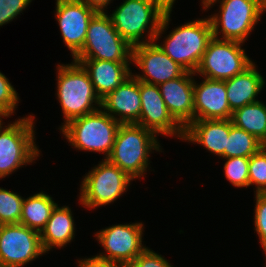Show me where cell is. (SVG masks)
Returning <instances> with one entry per match:
<instances>
[{
    "instance_id": "1",
    "label": "cell",
    "mask_w": 266,
    "mask_h": 267,
    "mask_svg": "<svg viewBox=\"0 0 266 267\" xmlns=\"http://www.w3.org/2000/svg\"><path fill=\"white\" fill-rule=\"evenodd\" d=\"M170 14L155 0H123L109 17L120 36L133 47L162 38L169 28Z\"/></svg>"
},
{
    "instance_id": "2",
    "label": "cell",
    "mask_w": 266,
    "mask_h": 267,
    "mask_svg": "<svg viewBox=\"0 0 266 267\" xmlns=\"http://www.w3.org/2000/svg\"><path fill=\"white\" fill-rule=\"evenodd\" d=\"M56 97L61 106L64 123L93 113L101 108V99L95 93L93 84L83 66L72 61L70 64H58Z\"/></svg>"
},
{
    "instance_id": "3",
    "label": "cell",
    "mask_w": 266,
    "mask_h": 267,
    "mask_svg": "<svg viewBox=\"0 0 266 267\" xmlns=\"http://www.w3.org/2000/svg\"><path fill=\"white\" fill-rule=\"evenodd\" d=\"M154 132L136 123L120 124L107 160L133 180L145 176L152 150L162 152Z\"/></svg>"
},
{
    "instance_id": "4",
    "label": "cell",
    "mask_w": 266,
    "mask_h": 267,
    "mask_svg": "<svg viewBox=\"0 0 266 267\" xmlns=\"http://www.w3.org/2000/svg\"><path fill=\"white\" fill-rule=\"evenodd\" d=\"M120 123L102 108L71 120L60 129L62 135L77 150L110 155Z\"/></svg>"
},
{
    "instance_id": "5",
    "label": "cell",
    "mask_w": 266,
    "mask_h": 267,
    "mask_svg": "<svg viewBox=\"0 0 266 267\" xmlns=\"http://www.w3.org/2000/svg\"><path fill=\"white\" fill-rule=\"evenodd\" d=\"M34 119L30 114L7 126L3 122L0 124V179L40 157L41 151L35 141Z\"/></svg>"
},
{
    "instance_id": "6",
    "label": "cell",
    "mask_w": 266,
    "mask_h": 267,
    "mask_svg": "<svg viewBox=\"0 0 266 267\" xmlns=\"http://www.w3.org/2000/svg\"><path fill=\"white\" fill-rule=\"evenodd\" d=\"M212 38L211 22L205 17L179 25L156 44L186 71L195 73Z\"/></svg>"
},
{
    "instance_id": "7",
    "label": "cell",
    "mask_w": 266,
    "mask_h": 267,
    "mask_svg": "<svg viewBox=\"0 0 266 267\" xmlns=\"http://www.w3.org/2000/svg\"><path fill=\"white\" fill-rule=\"evenodd\" d=\"M216 3H220L218 13L208 16L213 37L245 43L262 18L257 0H210L202 6L203 10L212 8Z\"/></svg>"
},
{
    "instance_id": "8",
    "label": "cell",
    "mask_w": 266,
    "mask_h": 267,
    "mask_svg": "<svg viewBox=\"0 0 266 267\" xmlns=\"http://www.w3.org/2000/svg\"><path fill=\"white\" fill-rule=\"evenodd\" d=\"M131 181L133 179L118 166L102 159L83 176L79 202L89 210L114 203L127 191Z\"/></svg>"
},
{
    "instance_id": "9",
    "label": "cell",
    "mask_w": 266,
    "mask_h": 267,
    "mask_svg": "<svg viewBox=\"0 0 266 267\" xmlns=\"http://www.w3.org/2000/svg\"><path fill=\"white\" fill-rule=\"evenodd\" d=\"M132 46L117 32L108 12H97L91 19L82 50L73 59L131 62Z\"/></svg>"
},
{
    "instance_id": "10",
    "label": "cell",
    "mask_w": 266,
    "mask_h": 267,
    "mask_svg": "<svg viewBox=\"0 0 266 267\" xmlns=\"http://www.w3.org/2000/svg\"><path fill=\"white\" fill-rule=\"evenodd\" d=\"M241 46L243 43L238 41L213 37L209 41L195 75L225 81L242 73L253 61Z\"/></svg>"
},
{
    "instance_id": "11",
    "label": "cell",
    "mask_w": 266,
    "mask_h": 267,
    "mask_svg": "<svg viewBox=\"0 0 266 267\" xmlns=\"http://www.w3.org/2000/svg\"><path fill=\"white\" fill-rule=\"evenodd\" d=\"M144 223L117 224L94 233L104 252L96 256L118 265L130 266L147 247L142 244ZM106 252V253H105Z\"/></svg>"
},
{
    "instance_id": "12",
    "label": "cell",
    "mask_w": 266,
    "mask_h": 267,
    "mask_svg": "<svg viewBox=\"0 0 266 267\" xmlns=\"http://www.w3.org/2000/svg\"><path fill=\"white\" fill-rule=\"evenodd\" d=\"M43 254L40 232L22 224H2L0 267H23Z\"/></svg>"
},
{
    "instance_id": "13",
    "label": "cell",
    "mask_w": 266,
    "mask_h": 267,
    "mask_svg": "<svg viewBox=\"0 0 266 267\" xmlns=\"http://www.w3.org/2000/svg\"><path fill=\"white\" fill-rule=\"evenodd\" d=\"M131 63L142 71V74L132 73L136 79L157 86L176 79L186 72L183 67L164 53L154 41L133 46Z\"/></svg>"
},
{
    "instance_id": "14",
    "label": "cell",
    "mask_w": 266,
    "mask_h": 267,
    "mask_svg": "<svg viewBox=\"0 0 266 267\" xmlns=\"http://www.w3.org/2000/svg\"><path fill=\"white\" fill-rule=\"evenodd\" d=\"M141 114L136 123L157 136L184 138V128L169 113L159 86L140 81Z\"/></svg>"
},
{
    "instance_id": "15",
    "label": "cell",
    "mask_w": 266,
    "mask_h": 267,
    "mask_svg": "<svg viewBox=\"0 0 266 267\" xmlns=\"http://www.w3.org/2000/svg\"><path fill=\"white\" fill-rule=\"evenodd\" d=\"M96 13L77 0H56L55 19L72 58L82 50L89 23Z\"/></svg>"
},
{
    "instance_id": "16",
    "label": "cell",
    "mask_w": 266,
    "mask_h": 267,
    "mask_svg": "<svg viewBox=\"0 0 266 267\" xmlns=\"http://www.w3.org/2000/svg\"><path fill=\"white\" fill-rule=\"evenodd\" d=\"M193 76L195 73L186 71L182 76L159 85L169 113L184 129L194 121Z\"/></svg>"
},
{
    "instance_id": "17",
    "label": "cell",
    "mask_w": 266,
    "mask_h": 267,
    "mask_svg": "<svg viewBox=\"0 0 266 267\" xmlns=\"http://www.w3.org/2000/svg\"><path fill=\"white\" fill-rule=\"evenodd\" d=\"M194 78V120L231 119L225 81Z\"/></svg>"
},
{
    "instance_id": "18",
    "label": "cell",
    "mask_w": 266,
    "mask_h": 267,
    "mask_svg": "<svg viewBox=\"0 0 266 267\" xmlns=\"http://www.w3.org/2000/svg\"><path fill=\"white\" fill-rule=\"evenodd\" d=\"M101 108L120 124L137 123L141 114L140 81L131 74L101 100Z\"/></svg>"
},
{
    "instance_id": "19",
    "label": "cell",
    "mask_w": 266,
    "mask_h": 267,
    "mask_svg": "<svg viewBox=\"0 0 266 267\" xmlns=\"http://www.w3.org/2000/svg\"><path fill=\"white\" fill-rule=\"evenodd\" d=\"M87 71L97 96L102 100L132 74L131 62L73 59ZM130 64V65H129Z\"/></svg>"
},
{
    "instance_id": "20",
    "label": "cell",
    "mask_w": 266,
    "mask_h": 267,
    "mask_svg": "<svg viewBox=\"0 0 266 267\" xmlns=\"http://www.w3.org/2000/svg\"><path fill=\"white\" fill-rule=\"evenodd\" d=\"M230 119L194 120L184 129V141L197 143L215 156L224 158Z\"/></svg>"
},
{
    "instance_id": "21",
    "label": "cell",
    "mask_w": 266,
    "mask_h": 267,
    "mask_svg": "<svg viewBox=\"0 0 266 267\" xmlns=\"http://www.w3.org/2000/svg\"><path fill=\"white\" fill-rule=\"evenodd\" d=\"M253 62L242 73L225 80L226 96L231 112L258 101V94L264 89L266 83Z\"/></svg>"
},
{
    "instance_id": "22",
    "label": "cell",
    "mask_w": 266,
    "mask_h": 267,
    "mask_svg": "<svg viewBox=\"0 0 266 267\" xmlns=\"http://www.w3.org/2000/svg\"><path fill=\"white\" fill-rule=\"evenodd\" d=\"M68 206L58 204L40 232V241L45 253L53 248H63L75 237L74 217Z\"/></svg>"
},
{
    "instance_id": "23",
    "label": "cell",
    "mask_w": 266,
    "mask_h": 267,
    "mask_svg": "<svg viewBox=\"0 0 266 267\" xmlns=\"http://www.w3.org/2000/svg\"><path fill=\"white\" fill-rule=\"evenodd\" d=\"M56 205L51 195L44 191L24 198L19 224L41 232Z\"/></svg>"
},
{
    "instance_id": "24",
    "label": "cell",
    "mask_w": 266,
    "mask_h": 267,
    "mask_svg": "<svg viewBox=\"0 0 266 267\" xmlns=\"http://www.w3.org/2000/svg\"><path fill=\"white\" fill-rule=\"evenodd\" d=\"M232 124L252 134L266 146V104L260 100L232 112Z\"/></svg>"
},
{
    "instance_id": "25",
    "label": "cell",
    "mask_w": 266,
    "mask_h": 267,
    "mask_svg": "<svg viewBox=\"0 0 266 267\" xmlns=\"http://www.w3.org/2000/svg\"><path fill=\"white\" fill-rule=\"evenodd\" d=\"M263 146L252 134L234 126L230 119V132L224 150V158L250 157Z\"/></svg>"
},
{
    "instance_id": "26",
    "label": "cell",
    "mask_w": 266,
    "mask_h": 267,
    "mask_svg": "<svg viewBox=\"0 0 266 267\" xmlns=\"http://www.w3.org/2000/svg\"><path fill=\"white\" fill-rule=\"evenodd\" d=\"M24 197L0 187V222L19 224Z\"/></svg>"
},
{
    "instance_id": "27",
    "label": "cell",
    "mask_w": 266,
    "mask_h": 267,
    "mask_svg": "<svg viewBox=\"0 0 266 267\" xmlns=\"http://www.w3.org/2000/svg\"><path fill=\"white\" fill-rule=\"evenodd\" d=\"M223 159H226L223 165L225 178L235 187H249V157Z\"/></svg>"
},
{
    "instance_id": "28",
    "label": "cell",
    "mask_w": 266,
    "mask_h": 267,
    "mask_svg": "<svg viewBox=\"0 0 266 267\" xmlns=\"http://www.w3.org/2000/svg\"><path fill=\"white\" fill-rule=\"evenodd\" d=\"M253 185L254 194L266 193V146L249 157V186Z\"/></svg>"
},
{
    "instance_id": "29",
    "label": "cell",
    "mask_w": 266,
    "mask_h": 267,
    "mask_svg": "<svg viewBox=\"0 0 266 267\" xmlns=\"http://www.w3.org/2000/svg\"><path fill=\"white\" fill-rule=\"evenodd\" d=\"M19 95L9 79L0 72V116L6 119L15 113Z\"/></svg>"
},
{
    "instance_id": "30",
    "label": "cell",
    "mask_w": 266,
    "mask_h": 267,
    "mask_svg": "<svg viewBox=\"0 0 266 267\" xmlns=\"http://www.w3.org/2000/svg\"><path fill=\"white\" fill-rule=\"evenodd\" d=\"M254 226L255 232L259 237V243L266 253V193L255 194L254 208Z\"/></svg>"
},
{
    "instance_id": "31",
    "label": "cell",
    "mask_w": 266,
    "mask_h": 267,
    "mask_svg": "<svg viewBox=\"0 0 266 267\" xmlns=\"http://www.w3.org/2000/svg\"><path fill=\"white\" fill-rule=\"evenodd\" d=\"M31 2L32 0H0V27L16 19Z\"/></svg>"
},
{
    "instance_id": "32",
    "label": "cell",
    "mask_w": 266,
    "mask_h": 267,
    "mask_svg": "<svg viewBox=\"0 0 266 267\" xmlns=\"http://www.w3.org/2000/svg\"><path fill=\"white\" fill-rule=\"evenodd\" d=\"M131 267H173L164 256L147 247L130 265Z\"/></svg>"
},
{
    "instance_id": "33",
    "label": "cell",
    "mask_w": 266,
    "mask_h": 267,
    "mask_svg": "<svg viewBox=\"0 0 266 267\" xmlns=\"http://www.w3.org/2000/svg\"><path fill=\"white\" fill-rule=\"evenodd\" d=\"M78 266L77 267H122L117 263L108 261L106 259L100 258L98 256L87 257L84 259H77Z\"/></svg>"
},
{
    "instance_id": "34",
    "label": "cell",
    "mask_w": 266,
    "mask_h": 267,
    "mask_svg": "<svg viewBox=\"0 0 266 267\" xmlns=\"http://www.w3.org/2000/svg\"><path fill=\"white\" fill-rule=\"evenodd\" d=\"M77 1L86 4L90 8L94 9L96 12H106L107 6L110 5L112 0H77Z\"/></svg>"
},
{
    "instance_id": "35",
    "label": "cell",
    "mask_w": 266,
    "mask_h": 267,
    "mask_svg": "<svg viewBox=\"0 0 266 267\" xmlns=\"http://www.w3.org/2000/svg\"><path fill=\"white\" fill-rule=\"evenodd\" d=\"M176 0H155V2L165 11L172 12Z\"/></svg>"
},
{
    "instance_id": "36",
    "label": "cell",
    "mask_w": 266,
    "mask_h": 267,
    "mask_svg": "<svg viewBox=\"0 0 266 267\" xmlns=\"http://www.w3.org/2000/svg\"><path fill=\"white\" fill-rule=\"evenodd\" d=\"M257 3H258V11L262 16V14L266 12V0H257Z\"/></svg>"
},
{
    "instance_id": "37",
    "label": "cell",
    "mask_w": 266,
    "mask_h": 267,
    "mask_svg": "<svg viewBox=\"0 0 266 267\" xmlns=\"http://www.w3.org/2000/svg\"><path fill=\"white\" fill-rule=\"evenodd\" d=\"M207 1H210V0H201V4H202V6H203Z\"/></svg>"
},
{
    "instance_id": "38",
    "label": "cell",
    "mask_w": 266,
    "mask_h": 267,
    "mask_svg": "<svg viewBox=\"0 0 266 267\" xmlns=\"http://www.w3.org/2000/svg\"><path fill=\"white\" fill-rule=\"evenodd\" d=\"M4 117L3 116H0V124L3 122V119Z\"/></svg>"
}]
</instances>
